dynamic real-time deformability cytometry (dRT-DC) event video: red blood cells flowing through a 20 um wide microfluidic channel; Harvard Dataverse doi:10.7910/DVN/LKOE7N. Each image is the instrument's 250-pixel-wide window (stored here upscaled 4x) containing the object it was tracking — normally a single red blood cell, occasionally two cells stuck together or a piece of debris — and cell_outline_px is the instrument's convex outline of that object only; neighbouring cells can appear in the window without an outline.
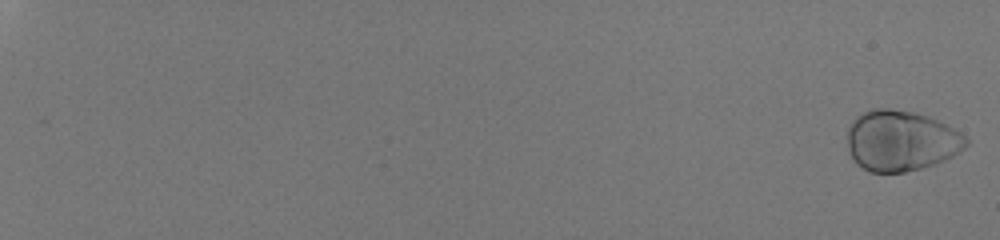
{"species": "human", "species_latin": "Homo sapiens", "temperature_condition": "room temperature", "stored_images_in_passage": 55, "camera_frame_rate_fps": 3000, "um_per_image_px": 0.085, "donor": {"sex": "male"}, "frame": {"image": 1, "passage_image": 1, "time_ms": 0.0, "image_size_px": [1000, 240], "cell_outline_px": [[968, 144], [964, 148], [952, 156], [936, 164], [904, 172], [872, 172], [856, 164], [852, 160], [848, 152], [848, 128], [852, 120], [860, 112], [872, 108], [888, 108], [912, 112], [928, 116], [960, 132], [968, 140]], "centroid_in_image_um": [76.54, 11.96], "position_along_channel_um": 8.5, "area_um2": 42.02}}
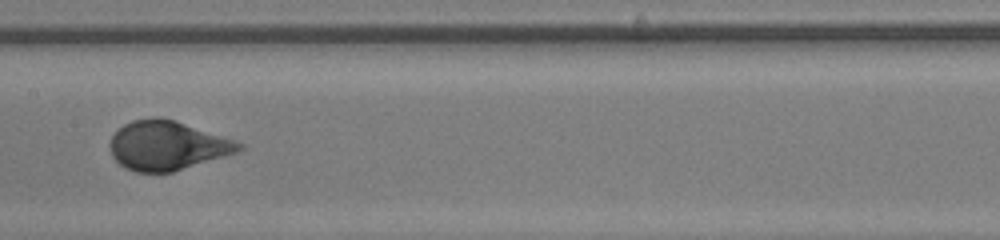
{"frame": {"image": 2, "passage_image": 34, "time_ms": 11.0, "image_size_px": [1000, 240], "cell_outline_px": [[244, 148], [236, 152], [172, 172], [136, 172], [124, 168], [112, 156], [108, 148], [108, 144], [112, 136], [124, 124], [132, 120], [152, 116], [160, 116], [176, 120], [236, 140], [244, 144]], "centroid_in_image_um": [14.19, 12.35], "position_along_channel_um": 193.2, "area_um2": 37.17}}
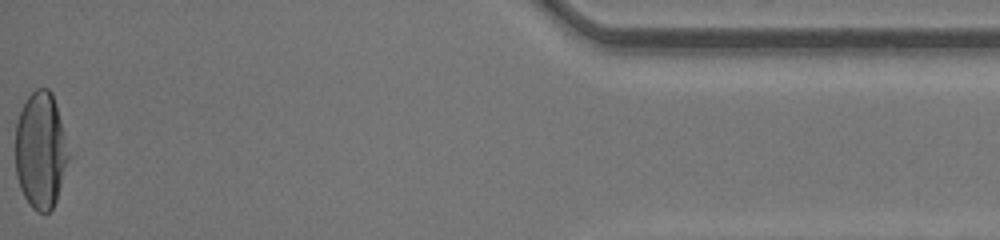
{"frame": {"image": 3, "passage_image": 55, "time_ms": 18.0, "image_size_px": [1000, 240], "cell_outline_px": [[72, 156], [56, 200], [52, 208], [48, 212], [36, 212], [32, 208], [24, 196], [20, 188], [16, 176], [16, 124], [20, 112], [28, 96], [36, 88], [48, 88], [52, 92], [56, 104]], "centroid_in_image_um": [3.49, 12.79], "position_along_channel_um": 431.7, "area_um2": 36.65}, "authors_computed_cell_mechanics": {"area_um2": 38.0324, "velocity_mm_per_s": 4.2413, "shape_relaxation_time_tau1_ms": 2.7294, "shape_relaxation_time_tau2_ms": null, "deformation_change_tau1": 0.1871, "deformation_change_tau2": null}}